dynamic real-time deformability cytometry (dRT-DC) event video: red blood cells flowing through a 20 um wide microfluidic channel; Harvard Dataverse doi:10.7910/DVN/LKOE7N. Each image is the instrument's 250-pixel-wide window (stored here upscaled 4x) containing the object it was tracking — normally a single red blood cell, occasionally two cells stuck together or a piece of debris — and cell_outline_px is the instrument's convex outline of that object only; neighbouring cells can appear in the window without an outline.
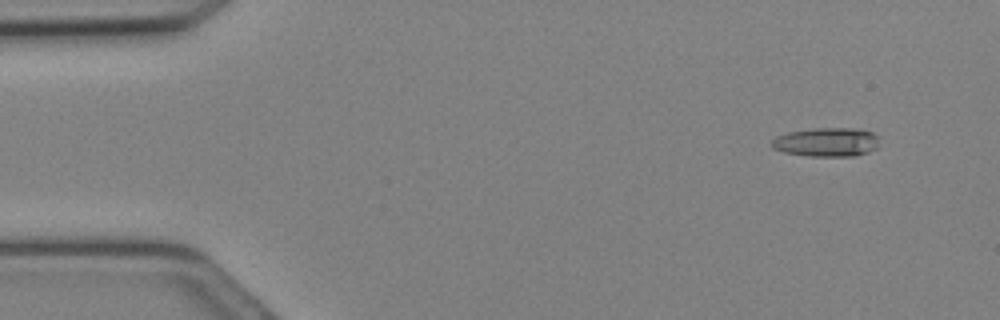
{"species": "Egyptian fruit bat (a non-hibernating species)", "species_latin": "Rousettus aegyptiacus", "temperature_condition": "cold", "stored_images_in_passage": 15, "camera_frame_rate_fps": 3000, "um_per_image_px": 0.085, "animal": {"sex": "female"}, "frame": {"image": 1, "passage_image": 3, "time_ms": 0.667, "image_size_px": [1000, 320], "cell_outline_px": [[880, 136], [876, 148], [868, 152], [856, 156], [808, 156], [784, 152], [772, 148], [772, 140], [776, 136], [788, 132], [816, 128], [856, 128], [872, 132]], "centroid_in_image_um": [70.29, 12.08], "position_along_channel_um": 14.7, "area_um2": 18.26}}
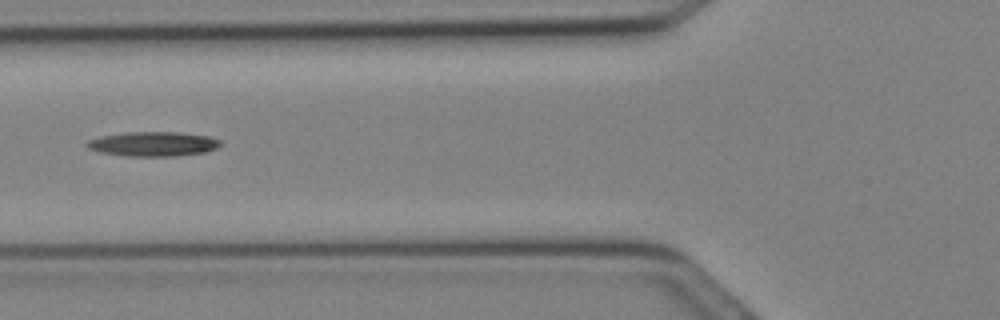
{"frame": {"image": 2, "passage_image": 12, "time_ms": 3.667, "image_size_px": [1000, 320], "cell_outline_px": [[224, 144], [208, 152], [176, 156], [124, 156], [100, 152], [88, 148], [84, 144], [88, 140], [100, 136], [128, 132], [176, 132], [208, 136], [220, 140]], "centroid_in_image_um": [13.03, 12.24], "position_along_channel_um": 112.8, "area_um2": 19.25}}
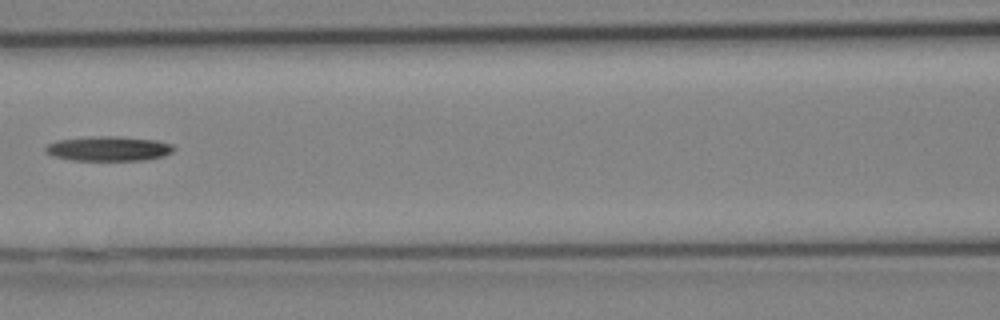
{"frame": {"image": 3, "passage_image": 14, "time_ms": 4.333, "image_size_px": [1000, 320], "cell_outline_px": [[176, 148], [172, 152], [164, 156], [144, 160], [72, 160], [52, 156], [44, 152], [44, 148], [48, 144], [56, 140], [88, 136], [112, 136], [156, 140], [172, 144]], "centroid_in_image_um": [9.2, 12.63], "position_along_channel_um": 157.4, "area_um2": 18.61}}